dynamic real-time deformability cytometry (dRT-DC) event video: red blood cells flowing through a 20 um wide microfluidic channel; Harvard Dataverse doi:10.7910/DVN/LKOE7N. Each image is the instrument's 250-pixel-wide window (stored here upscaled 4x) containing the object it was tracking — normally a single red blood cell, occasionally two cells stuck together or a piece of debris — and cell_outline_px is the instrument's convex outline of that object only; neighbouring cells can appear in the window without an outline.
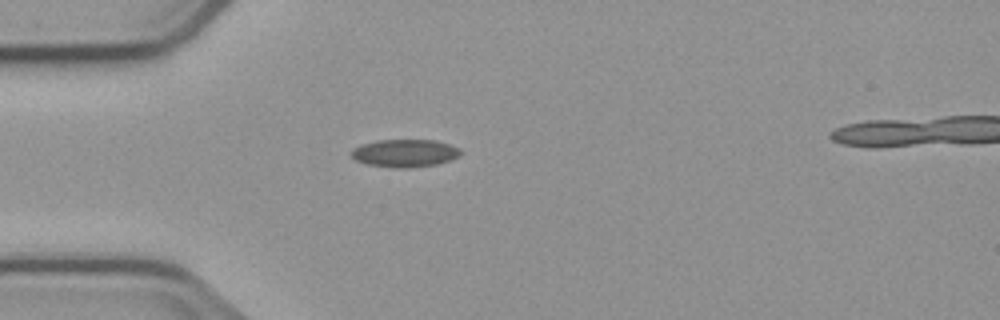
{"species": "common noctule bat (a hibernating species)", "species_latin": "Nyctalus noctula", "temperature_condition": "cold", "stored_images_in_passage": 1, "camera_frame_rate_fps": 3000, "um_per_image_px": 0.085, "animal": {"sex": "male", "body_mass_g": 23.1, "forearm_length_mm": 52.7}, "frame": {"image": 1, "passage_image": 1, "time_ms": 0.0, "image_size_px": [1000, 320], "cell_outline_px": [[464, 152], [460, 156], [436, 164], [412, 168], [404, 168], [368, 164], [356, 160], [348, 152], [352, 148], [360, 144], [376, 140], [436, 140], [460, 148]], "centroid_in_image_um": [34.41, 13.0], "position_along_channel_um": 50.6, "area_um2": 17.74}}